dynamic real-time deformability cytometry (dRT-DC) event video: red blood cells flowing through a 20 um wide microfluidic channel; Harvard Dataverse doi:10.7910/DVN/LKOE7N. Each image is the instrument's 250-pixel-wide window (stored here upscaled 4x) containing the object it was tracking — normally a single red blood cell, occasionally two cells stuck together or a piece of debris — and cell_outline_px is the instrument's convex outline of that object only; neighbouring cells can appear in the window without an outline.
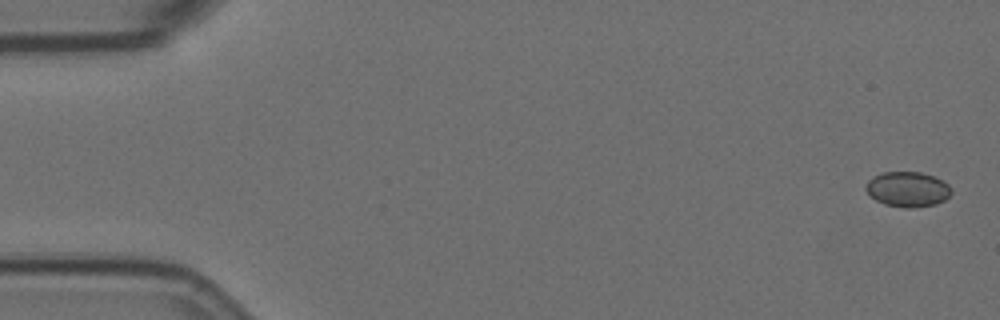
{"species": "Egyptian fruit bat (a non-hibernating species)", "species_latin": "Rousettus aegyptiacus", "temperature_condition": "room temperature", "stored_images_in_passage": 13, "camera_frame_rate_fps": 3000, "um_per_image_px": 0.085, "animal": {"sex": "female"}, "frame": {"image": 1, "passage_image": 1, "time_ms": 0.0, "image_size_px": [1000, 320], "cell_outline_px": [[952, 192], [944, 200], [936, 204], [912, 208], [904, 208], [884, 204], [876, 200], [864, 188], [868, 180], [872, 176], [884, 172], [920, 172], [932, 176], [948, 184], [952, 188]], "centroid_in_image_um": [77.14, 16.09], "position_along_channel_um": 7.9, "area_um2": 17.46}}
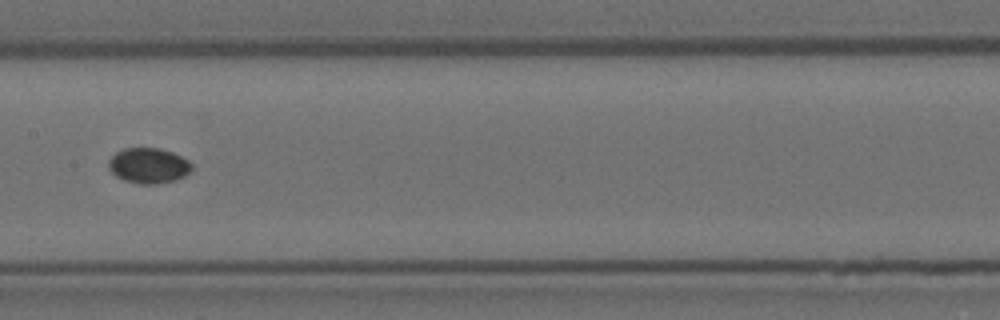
{"frame": {"image": 2, "passage_image": 8, "time_ms": 9.0, "image_size_px": [1000, 320], "cell_outline_px": [[192, 168], [184, 176], [176, 180], [156, 184], [140, 184], [124, 180], [116, 176], [108, 168], [108, 160], [116, 152], [124, 148], [160, 148], [172, 152], [188, 160], [192, 164]], "centroid_in_image_um": [12.61, 14.07], "position_along_channel_um": 194.8, "area_um2": 17.17}}
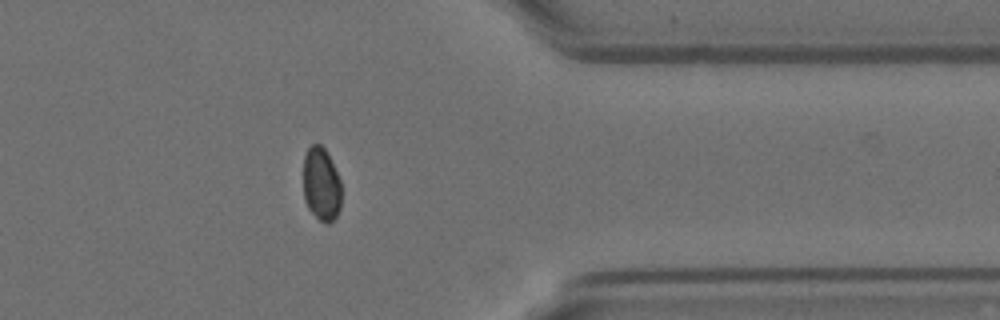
{"frame": {"image": 3, "passage_image": 13, "time_ms": 14.667, "image_size_px": [1000, 320], "cell_outline_px": [[340, 208], [336, 216], [328, 224], [324, 224], [308, 208], [304, 200], [304, 156], [308, 148], [312, 144], [320, 144], [324, 148], [340, 180]], "centroid_in_image_um": [27.29, 15.68], "position_along_channel_um": 384.1, "area_um2": 16.07}}